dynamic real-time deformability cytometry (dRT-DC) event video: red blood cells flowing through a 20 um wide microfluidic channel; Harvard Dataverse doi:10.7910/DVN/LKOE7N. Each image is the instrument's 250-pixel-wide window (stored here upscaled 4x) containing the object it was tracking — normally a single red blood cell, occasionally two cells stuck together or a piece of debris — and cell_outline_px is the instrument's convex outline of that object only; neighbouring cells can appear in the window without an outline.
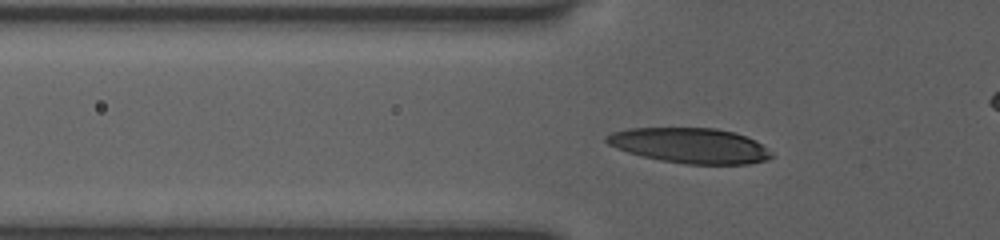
{"species": "human", "species_latin": "Homo sapiens", "temperature_condition": "room temperature", "stored_images_in_passage": 45, "camera_frame_rate_fps": 3000, "um_per_image_px": 0.085, "donor": {"sex": "female"}, "frame": {"image": 1, "passage_image": 15, "time_ms": 4.667, "image_size_px": [1000, 240], "cell_outline_px": [[772, 156], [768, 160], [748, 164], [684, 164], [660, 160], [628, 152], [616, 148], [608, 144], [604, 140], [604, 136], [612, 132], [628, 128], [716, 128], [732, 132], [756, 140], [772, 152]], "centroid_in_image_um": [58.64, 12.37], "position_along_channel_um": 67.2, "area_um2": 33.87}}
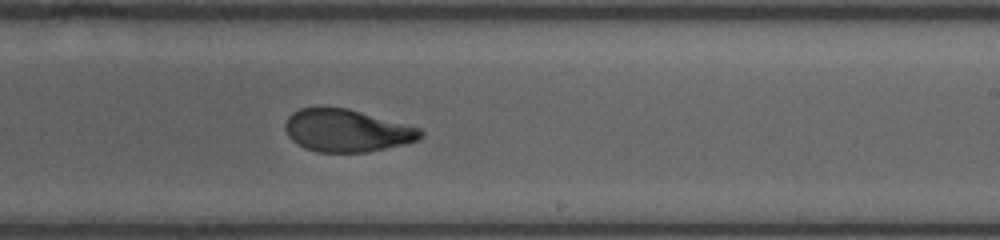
{"frame": {"image": 2, "passage_image": 30, "time_ms": 9.667, "image_size_px": [1000, 240], "cell_outline_px": [[424, 136], [416, 140], [404, 144], [368, 152], [316, 152], [304, 148], [296, 144], [288, 136], [284, 128], [284, 124], [288, 116], [292, 112], [300, 108], [348, 108], [420, 128], [424, 132]], "centroid_in_image_um": [29.45, 11.11], "position_along_channel_um": 259.6, "area_um2": 33.52}}
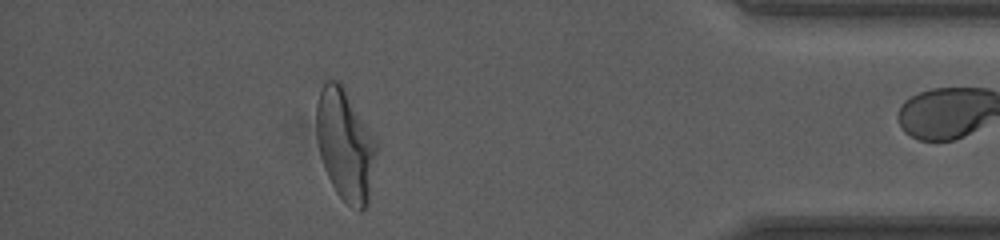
{"frame": {"image": 3, "passage_image": 44, "time_ms": 14.333, "image_size_px": [1000, 240], "cell_outline_px": [[376, 152], [368, 204], [360, 212], [348, 204], [336, 192], [324, 168], [320, 156], [316, 136], [316, 104], [320, 92], [324, 84], [328, 80], [336, 80], [344, 88], [376, 136]], "centroid_in_image_um": [29.35, 12.31], "position_along_channel_um": 405.9, "area_um2": 38.9}}